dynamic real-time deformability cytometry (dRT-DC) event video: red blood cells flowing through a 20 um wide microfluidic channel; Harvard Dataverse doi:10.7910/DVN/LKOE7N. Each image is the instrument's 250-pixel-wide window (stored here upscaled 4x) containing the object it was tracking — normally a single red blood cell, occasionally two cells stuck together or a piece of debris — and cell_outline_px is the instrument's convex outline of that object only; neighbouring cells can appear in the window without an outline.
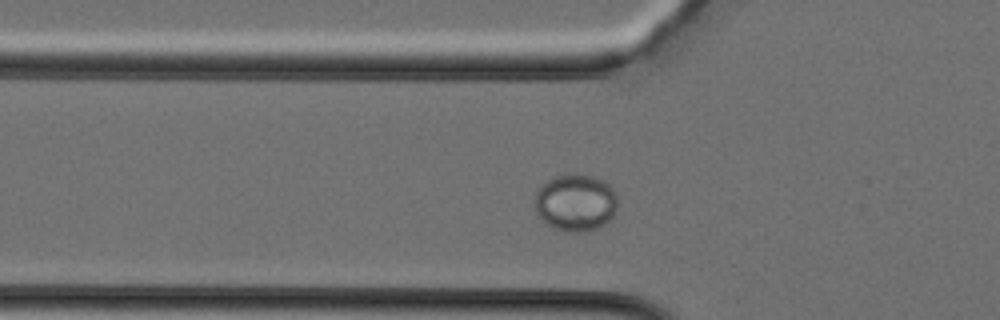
{"species": "Egyptian fruit bat (a non-hibernating species)", "species_latin": "Rousettus aegyptiacus", "temperature_condition": "cold", "stored_images_in_passage": 28, "segment_of_instrument_passage": [1, 2], "camera_frame_rate_fps": 3000, "um_per_image_px": 0.085, "animal": {"sex": "female"}, "frame": {"image": 1, "passage_image": 2, "time_ms": 0.333, "image_size_px": [1000, 320], "cell_outline_px": [[616, 212], [604, 224], [596, 228], [576, 232], [556, 228], [548, 224], [536, 212], [536, 192], [548, 180], [556, 176], [592, 176], [604, 180], [616, 192]], "centroid_in_image_um": [48.96, 17.22], "position_along_channel_um": 76.8, "area_um2": 26.65}}
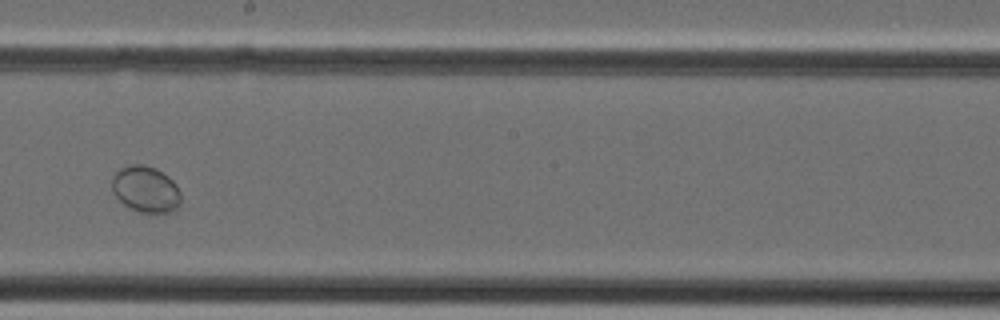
{"frame": {"image": 2, "passage_image": 11, "time_ms": 3.333, "image_size_px": [1000, 320], "cell_outline_px": [[180, 204], [172, 212], [140, 212], [128, 208], [116, 196], [112, 188], [112, 180], [116, 172], [120, 168], [132, 164], [144, 164], [156, 168], [168, 176], [176, 184], [180, 192]], "centroid_in_image_um": [12.39, 16.08], "position_along_channel_um": 235.8, "area_um2": 18.55}}
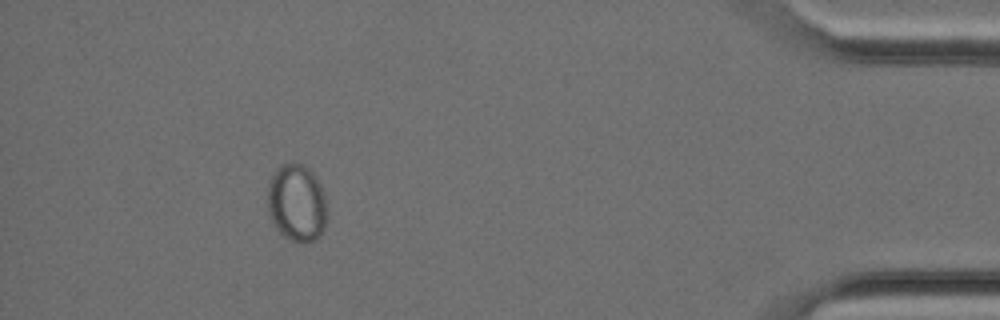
{"frame": {"image": 3, "passage_image": 24, "time_ms": 7.667, "image_size_px": [1000, 320], "cell_outline_px": [[328, 220], [320, 236], [316, 240], [292, 240], [284, 236], [272, 224], [268, 216], [268, 180], [284, 164], [304, 164], [316, 176], [324, 192], [328, 216]], "centroid_in_image_um": [25.24, 17.26], "position_along_channel_um": 410.0, "area_um2": 26.88}}